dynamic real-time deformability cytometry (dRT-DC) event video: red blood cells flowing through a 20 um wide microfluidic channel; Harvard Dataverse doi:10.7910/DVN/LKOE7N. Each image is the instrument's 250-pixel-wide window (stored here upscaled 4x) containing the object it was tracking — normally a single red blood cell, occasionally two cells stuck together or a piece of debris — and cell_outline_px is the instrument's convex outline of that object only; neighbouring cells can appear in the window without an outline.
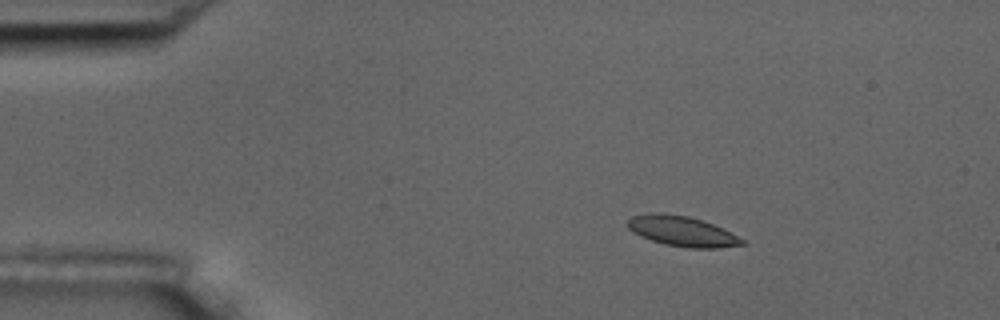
{"species": "common noctule bat (a hibernating species)", "species_latin": "Nyctalus noctula", "temperature_condition": "room temperature", "stored_images_in_passage": 4, "camera_frame_rate_fps": 3000, "um_per_image_px": 0.085, "animal": {"sex": "male", "body_mass_g": 17.5, "forearm_length_mm": 52.3}, "frame": {"image": 1, "passage_image": 2, "time_ms": 0.333, "image_size_px": [1000, 320], "cell_outline_px": [[744, 244], [716, 248], [692, 248], [664, 244], [640, 236], [632, 232], [628, 228], [628, 220], [632, 216], [652, 212], [656, 212], [688, 216], [712, 224], [744, 240]], "centroid_in_image_um": [57.91, 19.65], "position_along_channel_um": 27.1, "area_um2": 19.71}}